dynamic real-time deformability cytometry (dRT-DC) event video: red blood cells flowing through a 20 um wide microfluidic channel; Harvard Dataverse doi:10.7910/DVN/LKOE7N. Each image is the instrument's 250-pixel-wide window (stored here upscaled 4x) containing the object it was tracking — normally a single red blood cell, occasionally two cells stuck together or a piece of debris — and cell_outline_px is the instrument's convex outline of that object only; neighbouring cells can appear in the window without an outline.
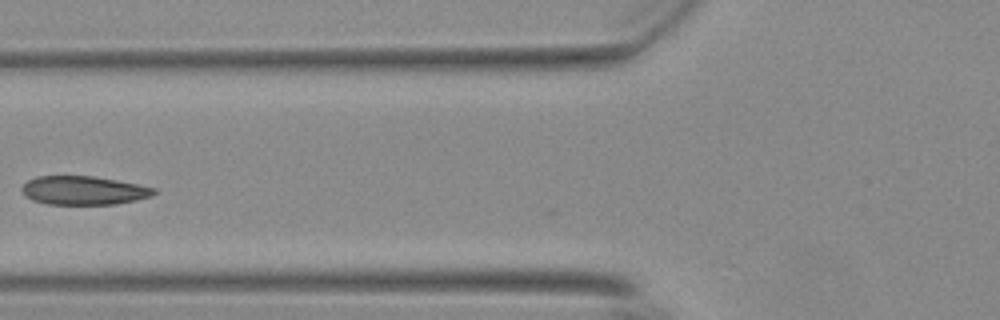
{"species": "Egyptian fruit bat (a non-hibernating species)", "species_latin": "Rousettus aegyptiacus", "temperature_condition": "warm", "stored_images_in_passage": 4, "camera_frame_rate_fps": 3000, "um_per_image_px": 0.085, "animal": {"sex": "female"}, "frame": {"image": 1, "passage_image": 2, "time_ms": 0.333, "image_size_px": [1000, 320], "cell_outline_px": [[156, 192], [152, 196], [136, 200], [116, 204], [48, 204], [32, 200], [24, 196], [20, 188], [28, 180], [36, 176], [92, 176], [116, 180], [156, 188]], "centroid_in_image_um": [7.08, 16.19], "position_along_channel_um": 118.7, "area_um2": 22.08}}